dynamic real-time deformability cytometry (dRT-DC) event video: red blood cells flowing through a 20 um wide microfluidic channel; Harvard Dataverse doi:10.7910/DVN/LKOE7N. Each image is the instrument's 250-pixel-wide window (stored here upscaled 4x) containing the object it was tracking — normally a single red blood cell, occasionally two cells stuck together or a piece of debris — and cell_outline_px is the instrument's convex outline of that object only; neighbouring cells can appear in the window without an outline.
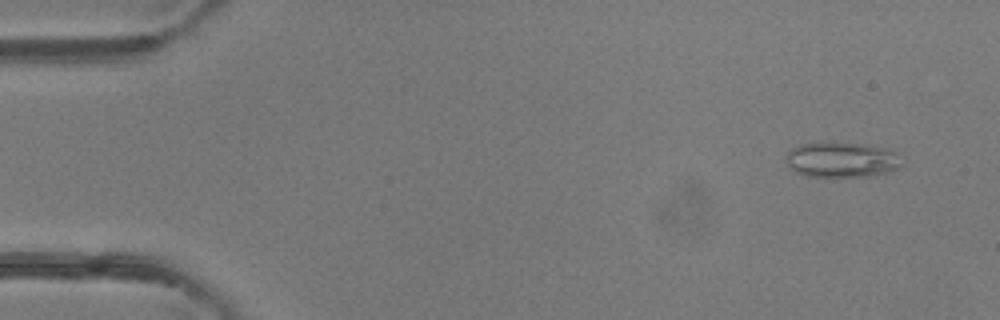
{"species": "common noctule bat (a hibernating species)", "species_latin": "Nyctalus noctula", "temperature_condition": "room temperature", "stored_images_in_passage": 3, "camera_frame_rate_fps": 3000, "um_per_image_px": 0.085, "animal": {"sex": "female"}, "frame": {"image": 1, "passage_image": 1, "time_ms": 0.0, "image_size_px": [1000, 320], "cell_outline_px": [[900, 168], [888, 172], [868, 176], [804, 176], [796, 172], [788, 164], [784, 156], [792, 148], [800, 144], [864, 144], [896, 152], [900, 164]], "centroid_in_image_um": [71.51, 13.6], "position_along_channel_um": 13.5, "area_um2": 23.06}}